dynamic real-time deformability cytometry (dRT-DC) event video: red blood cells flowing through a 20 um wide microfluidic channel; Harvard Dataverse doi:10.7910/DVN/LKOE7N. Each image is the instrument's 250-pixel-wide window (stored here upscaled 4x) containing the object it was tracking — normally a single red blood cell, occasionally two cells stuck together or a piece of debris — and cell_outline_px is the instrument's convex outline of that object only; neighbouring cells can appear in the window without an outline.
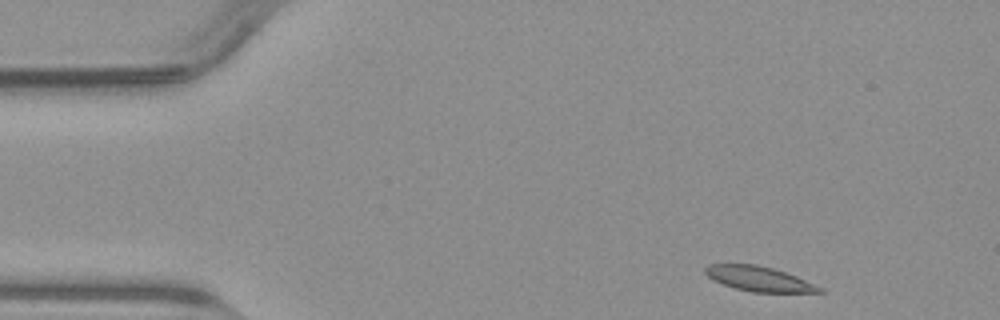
{"species": "common noctule bat (a hibernating species)", "species_latin": "Nyctalus noctula", "temperature_condition": "warm", "stored_images_in_passage": 45, "camera_frame_rate_fps": 3000, "um_per_image_px": 0.085, "animal": {"sex": "male", "body_mass_g": 23.1, "forearm_length_mm": 52.7}, "frame": {"image": 1, "passage_image": 1, "time_ms": 0.0, "image_size_px": [1000, 320], "cell_outline_px": [[824, 292], [752, 292], [736, 288], [712, 280], [704, 272], [704, 268], [708, 264], [756, 264], [772, 268], [796, 276], [824, 288]], "centroid_in_image_um": [64.5, 23.69], "position_along_channel_um": 20.5, "area_um2": 16.42}}
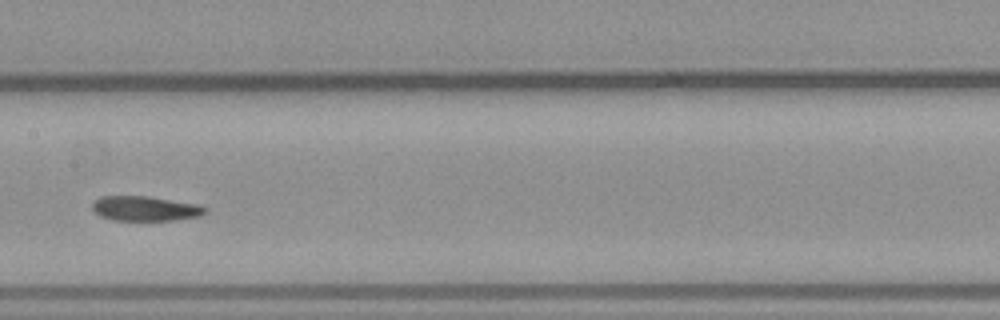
{"frame": {"image": 2, "passage_image": 20, "time_ms": 6.333, "image_size_px": [1000, 320], "cell_outline_px": [[208, 208], [200, 216], [176, 220], [112, 220], [100, 216], [92, 208], [92, 204], [100, 196], [148, 196], [200, 204]], "centroid_in_image_um": [12.36, 17.72], "position_along_channel_um": 195.0, "area_um2": 16.36}}
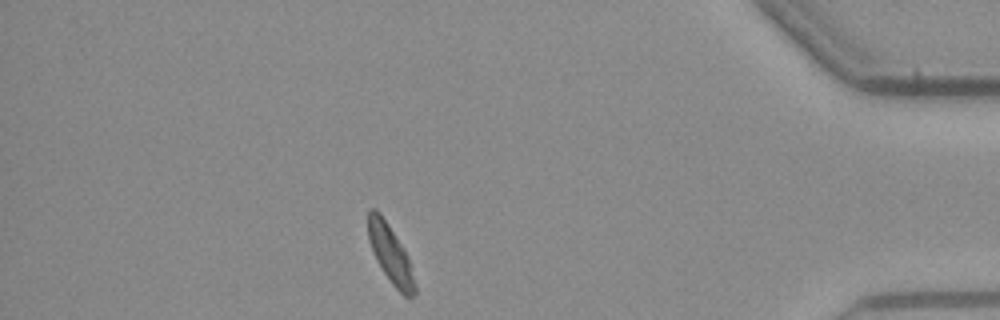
{"frame": {"image": 3, "passage_image": 39, "time_ms": 12.667, "image_size_px": [1000, 320], "cell_outline_px": [[416, 292], [408, 300], [392, 284], [376, 260], [368, 240], [368, 208], [376, 208], [380, 212], [388, 224], [408, 256], [416, 284]], "centroid_in_image_um": [33.19, 21.6], "position_along_channel_um": 402.0, "area_um2": 15.78}}